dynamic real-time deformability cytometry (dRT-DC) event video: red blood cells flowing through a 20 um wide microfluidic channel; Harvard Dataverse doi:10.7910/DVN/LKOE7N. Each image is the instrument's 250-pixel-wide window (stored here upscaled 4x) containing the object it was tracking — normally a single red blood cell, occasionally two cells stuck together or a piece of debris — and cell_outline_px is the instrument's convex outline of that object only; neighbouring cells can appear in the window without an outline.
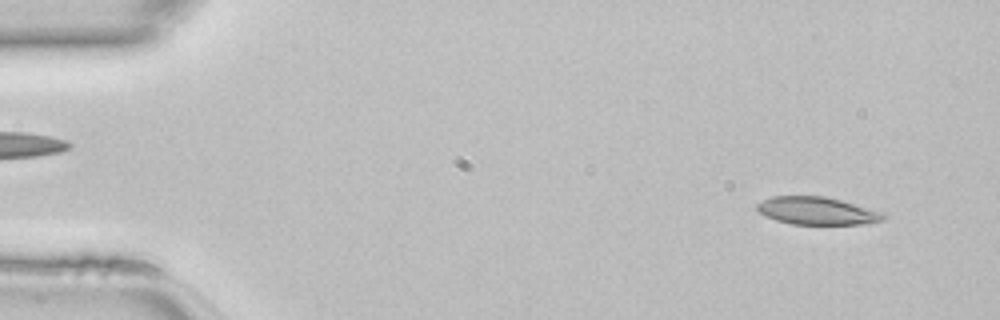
{"species": "common noctule bat (a hibernating species)", "species_latin": "Nyctalus noctula", "temperature_condition": "room temperature", "stored_images_in_passage": 46, "camera_frame_rate_fps": 3000, "um_per_image_px": 0.085, "animal": {"sex": "female", "body_mass_g": 22.7, "forearm_length_mm": 54.2}, "frame": {"image": 1, "passage_image": 3, "time_ms": 0.667, "image_size_px": [1000, 320], "cell_outline_px": [[888, 216], [884, 220], [868, 224], [792, 224], [776, 220], [764, 216], [756, 208], [756, 204], [772, 196], [824, 196], [840, 200], [884, 212]], "centroid_in_image_um": [69.48, 17.93], "position_along_channel_um": 15.5, "area_um2": 20.46}}
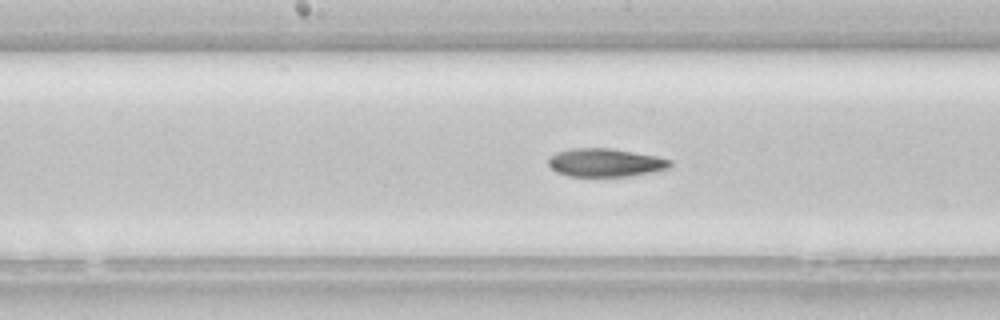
{"frame": {"image": 2, "passage_image": 23, "time_ms": 7.333, "image_size_px": [1000, 320], "cell_outline_px": [[672, 164], [668, 168], [632, 176], [568, 176], [556, 172], [548, 164], [548, 156], [556, 152], [572, 148], [612, 148], [656, 156], [672, 160]], "centroid_in_image_um": [51.42, 13.81], "position_along_channel_um": 196.8, "area_um2": 20.11}}
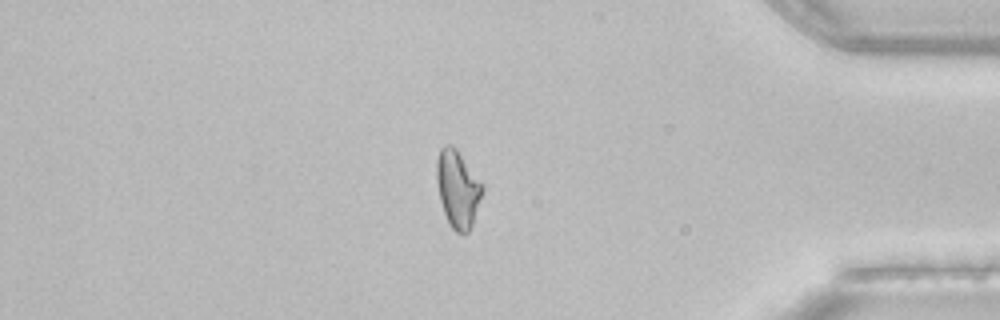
{"frame": {"image": 3, "passage_image": 39, "time_ms": 12.667, "image_size_px": [1000, 320], "cell_outline_px": [[484, 188], [472, 224], [468, 232], [456, 232], [452, 228], [444, 212], [440, 200], [436, 180], [436, 160], [440, 148], [444, 144], [452, 144], [456, 148], [484, 184]], "centroid_in_image_um": [38.9, 15.99], "position_along_channel_um": 396.3, "area_um2": 20.58}}